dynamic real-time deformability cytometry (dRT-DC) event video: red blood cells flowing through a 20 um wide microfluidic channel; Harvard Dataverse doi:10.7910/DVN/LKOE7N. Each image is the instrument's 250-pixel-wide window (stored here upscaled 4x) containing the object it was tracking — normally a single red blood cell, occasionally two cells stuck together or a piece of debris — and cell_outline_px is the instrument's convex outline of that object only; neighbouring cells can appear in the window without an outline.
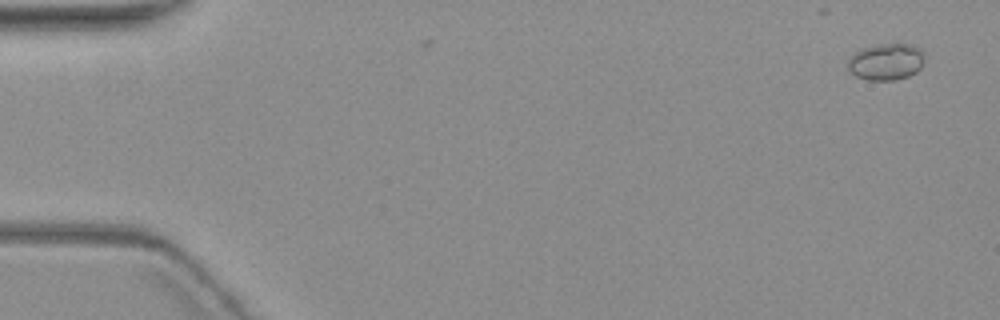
{"species": "common noctule bat (a hibernating species)", "species_latin": "Nyctalus noctula", "temperature_condition": "warm", "stored_images_in_passage": 2, "camera_frame_rate_fps": 3000, "um_per_image_px": 0.085, "animal": {"sex": "female", "body_mass_g": 19.3, "forearm_length_mm": 54.1}, "frame": {"image": 1, "passage_image": 2, "time_ms": 1.333, "image_size_px": [1000, 320], "cell_outline_px": [[924, 56], [920, 68], [916, 72], [908, 76], [896, 80], [868, 80], [856, 76], [848, 68], [848, 60], [856, 52], [864, 48], [876, 44], [896, 40], [920, 48]], "centroid_in_image_um": [75.34, 5.21], "position_along_channel_um": 9.7, "area_um2": 16.65}}